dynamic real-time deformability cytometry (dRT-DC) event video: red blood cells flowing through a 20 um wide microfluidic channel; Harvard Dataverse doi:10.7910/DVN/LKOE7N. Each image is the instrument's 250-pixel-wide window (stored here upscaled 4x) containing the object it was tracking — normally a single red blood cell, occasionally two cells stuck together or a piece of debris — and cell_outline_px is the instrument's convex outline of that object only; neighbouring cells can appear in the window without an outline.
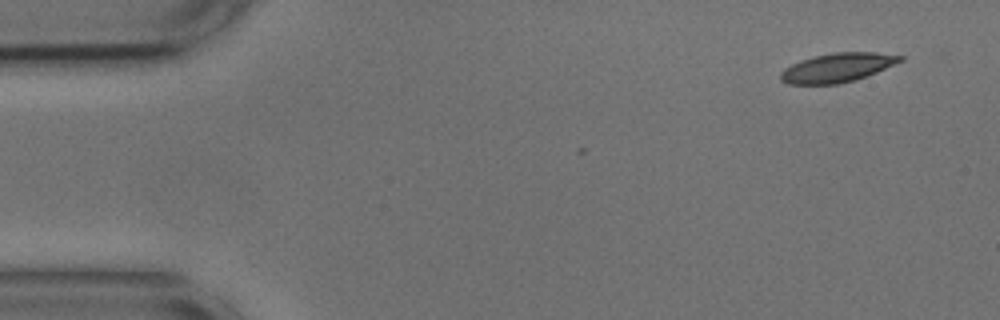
{"species": "common noctule bat (a hibernating species)", "species_latin": "Nyctalus noctula", "temperature_condition": "cold", "stored_images_in_passage": 3, "camera_frame_rate_fps": 3000, "um_per_image_px": 0.085, "animal": {"sex": "male", "body_mass_g": 17.9, "forearm_length_mm": 54.2}, "frame": {"image": 1, "passage_image": 3, "time_ms": 0.667, "image_size_px": [1000, 320], "cell_outline_px": [[904, 60], [876, 72], [856, 80], [836, 84], [788, 84], [780, 80], [780, 72], [784, 68], [800, 60], [832, 52], [876, 52], [904, 56]], "centroid_in_image_um": [71.17, 5.75], "position_along_channel_um": 13.8, "area_um2": 20.23}}